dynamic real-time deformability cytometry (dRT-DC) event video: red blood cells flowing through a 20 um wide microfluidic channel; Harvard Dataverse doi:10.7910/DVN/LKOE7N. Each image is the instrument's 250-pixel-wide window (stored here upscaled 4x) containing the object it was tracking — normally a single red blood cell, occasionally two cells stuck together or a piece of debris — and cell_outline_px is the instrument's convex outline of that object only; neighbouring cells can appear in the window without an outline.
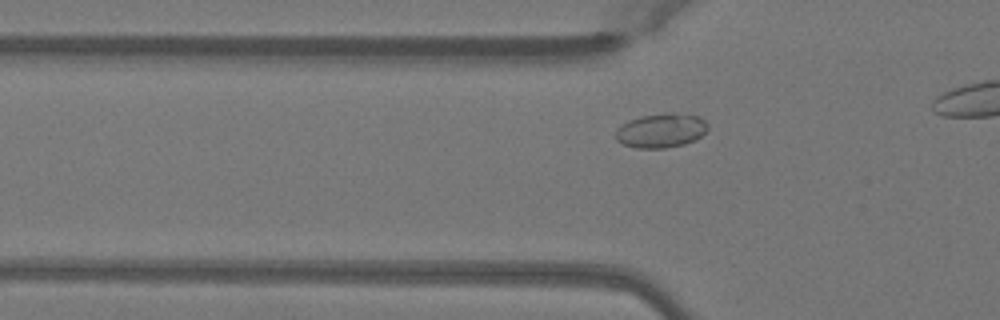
{"species": "Egyptian fruit bat (a non-hibernating species)", "species_latin": "Rousettus aegyptiacus", "temperature_condition": "warm", "stored_images_in_passage": 15, "camera_frame_rate_fps": 3000, "um_per_image_px": 0.085, "animal": {"sex": "female"}, "frame": {"image": 1, "passage_image": 9, "time_ms": 2.667, "image_size_px": [1000, 320], "cell_outline_px": [[708, 128], [696, 140], [684, 144], [664, 148], [636, 148], [624, 144], [616, 140], [616, 128], [620, 124], [628, 120], [640, 116], [668, 112], [676, 112], [700, 116], [708, 124]], "centroid_in_image_um": [56.19, 11.07], "position_along_channel_um": 69.6, "area_um2": 18.67}}
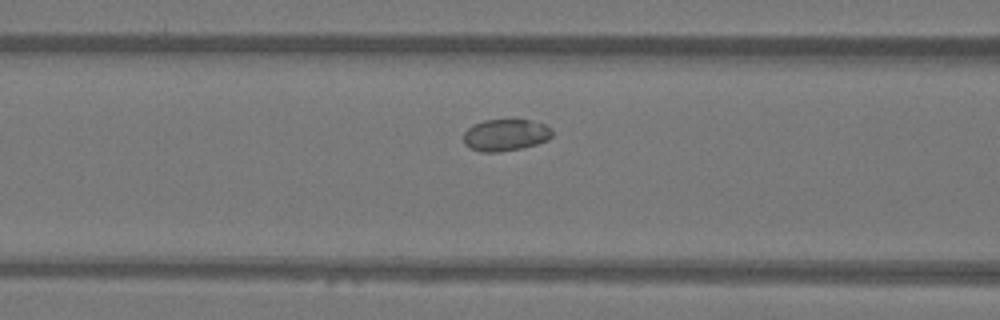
{"frame": {"image": 2, "passage_image": 13, "time_ms": 4.0, "image_size_px": [1000, 320], "cell_outline_px": [[552, 136], [548, 140], [536, 144], [520, 148], [500, 152], [480, 152], [464, 144], [464, 132], [472, 124], [484, 120], [528, 120], [544, 124], [552, 128]], "centroid_in_image_um": [42.96, 11.47], "position_along_channel_um": 123.6, "area_um2": 16.42}}